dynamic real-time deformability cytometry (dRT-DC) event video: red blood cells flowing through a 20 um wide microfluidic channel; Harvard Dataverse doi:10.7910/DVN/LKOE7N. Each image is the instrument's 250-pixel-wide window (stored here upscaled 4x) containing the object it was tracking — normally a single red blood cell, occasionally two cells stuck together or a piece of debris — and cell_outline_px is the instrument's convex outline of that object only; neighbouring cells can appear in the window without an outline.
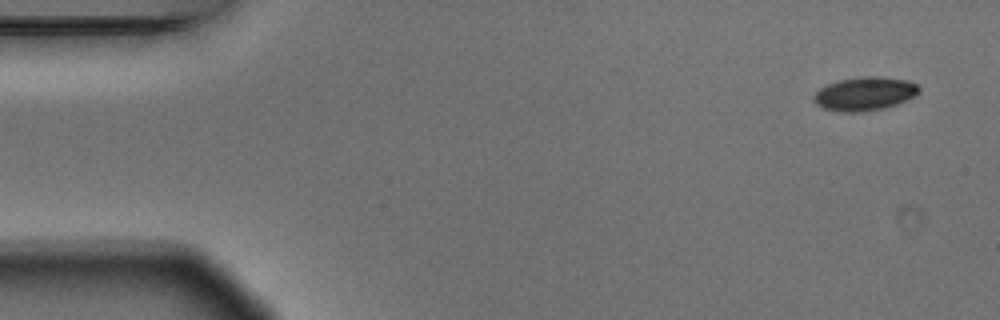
{"species": "Egyptian fruit bat (a non-hibernating species)", "species_latin": "Rousettus aegyptiacus", "temperature_condition": "warm", "stored_images_in_passage": 4, "camera_frame_rate_fps": 3000, "um_per_image_px": 0.085, "animal": {"sex": "male"}, "frame": {"image": 1, "passage_image": 1, "time_ms": 0.0, "image_size_px": [1000, 320], "cell_outline_px": [[920, 92], [916, 96], [896, 104], [884, 108], [864, 112], [844, 112], [824, 108], [816, 104], [812, 96], [820, 88], [828, 84], [840, 80], [860, 76], [880, 76], [908, 80], [916, 84], [920, 88]], "centroid_in_image_um": [73.52, 7.96], "position_along_channel_um": 11.5, "area_um2": 20.69}}
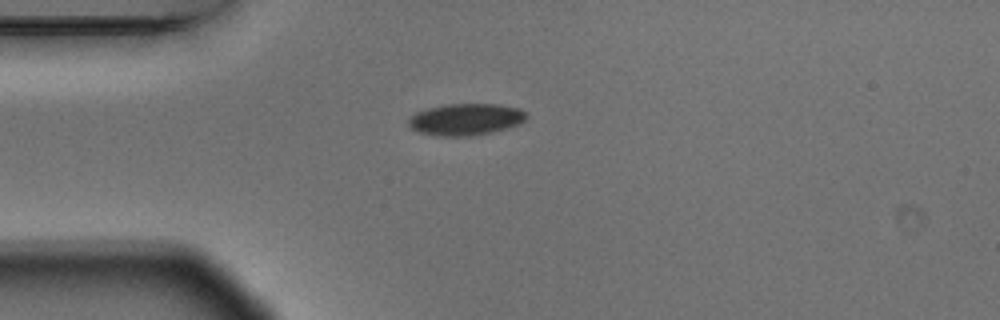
{"frame": {"image": 2, "passage_image": 4, "time_ms": 1.0, "image_size_px": [1000, 320], "cell_outline_px": [[528, 116], [520, 124], [492, 132], [472, 136], [436, 136], [420, 132], [412, 128], [408, 124], [408, 120], [416, 112], [428, 108], [448, 104], [496, 104], [520, 108], [528, 112]], "centroid_in_image_um": [39.63, 10.15], "position_along_channel_um": 45.4, "area_um2": 21.85}}